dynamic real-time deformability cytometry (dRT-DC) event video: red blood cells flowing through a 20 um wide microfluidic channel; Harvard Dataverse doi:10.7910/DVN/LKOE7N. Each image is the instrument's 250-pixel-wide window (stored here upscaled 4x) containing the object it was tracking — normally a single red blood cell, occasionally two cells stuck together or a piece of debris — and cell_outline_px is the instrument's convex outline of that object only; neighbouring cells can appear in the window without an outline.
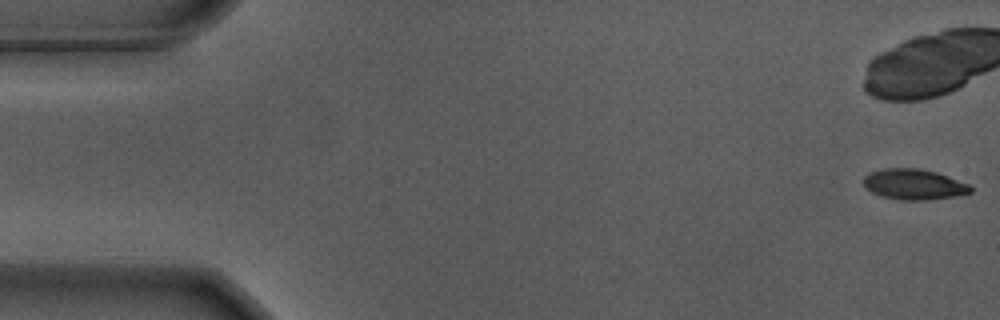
{"species": "Egyptian fruit bat (a non-hibernating species)", "species_latin": "Rousettus aegyptiacus", "temperature_condition": "warm", "stored_images_in_passage": 20, "camera_frame_rate_fps": 3000, "um_per_image_px": 0.085, "animal": {"sex": "male"}, "frame": {"image": 1, "passage_image": 1, "time_ms": 0.0, "image_size_px": [1000, 320], "cell_outline_px": [[972, 192], [956, 196], [928, 200], [900, 200], [880, 196], [864, 188], [864, 176], [872, 172], [884, 168], [920, 168], [936, 172], [948, 176], [968, 184], [972, 188]], "centroid_in_image_um": [77.67, 15.67], "position_along_channel_um": 7.3, "area_um2": 19.13}}